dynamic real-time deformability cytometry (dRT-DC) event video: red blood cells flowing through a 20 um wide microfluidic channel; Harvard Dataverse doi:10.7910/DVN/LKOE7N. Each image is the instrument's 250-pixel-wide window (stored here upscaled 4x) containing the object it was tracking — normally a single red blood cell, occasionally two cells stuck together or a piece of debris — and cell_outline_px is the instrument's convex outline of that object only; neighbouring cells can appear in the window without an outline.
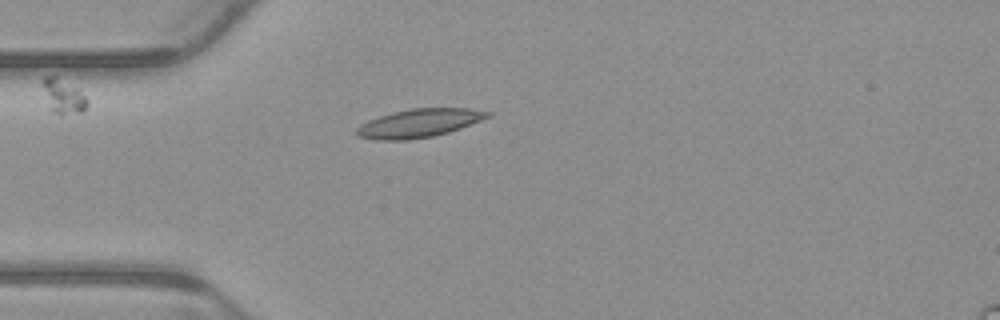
{"species": "common noctule bat (a hibernating species)", "species_latin": "Nyctalus noctula", "temperature_condition": "warm", "stored_images_in_passage": 5, "camera_frame_rate_fps": 3000, "um_per_image_px": 0.085, "animal": {"sex": "male", "body_mass_g": 23.1, "forearm_length_mm": 52.7}, "frame": {"image": 1, "passage_image": 4, "time_ms": 1.0, "image_size_px": [1000, 320], "cell_outline_px": [[492, 116], [460, 128], [448, 132], [432, 136], [408, 140], [376, 140], [356, 136], [356, 128], [360, 124], [368, 120], [392, 112], [412, 108], [472, 108], [492, 112]], "centroid_in_image_um": [35.62, 10.46], "position_along_channel_um": 49.4, "area_um2": 21.79}}